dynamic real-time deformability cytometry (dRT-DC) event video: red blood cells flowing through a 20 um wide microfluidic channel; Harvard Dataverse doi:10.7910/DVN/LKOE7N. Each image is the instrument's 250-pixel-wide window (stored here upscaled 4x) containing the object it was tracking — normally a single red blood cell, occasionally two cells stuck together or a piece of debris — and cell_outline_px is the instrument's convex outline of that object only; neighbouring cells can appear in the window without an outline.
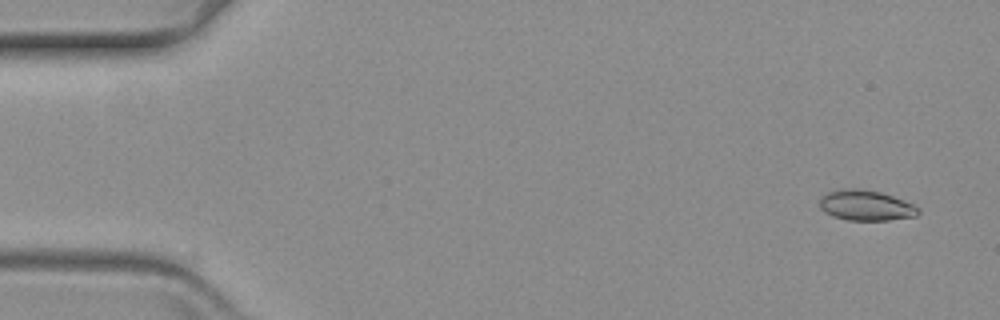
{"species": "common noctule bat (a hibernating species)", "species_latin": "Nyctalus noctula", "temperature_condition": "warm", "stored_images_in_passage": 9, "camera_frame_rate_fps": 3000, "um_per_image_px": 0.085, "animal": {"sex": "female", "body_mass_g": 19.3, "forearm_length_mm": 54.1}, "frame": {"image": 1, "passage_image": 1, "time_ms": 0.0, "image_size_px": [1000, 320], "cell_outline_px": [[920, 212], [916, 216], [888, 220], [848, 220], [832, 216], [824, 212], [820, 208], [820, 196], [828, 192], [840, 188], [856, 188], [880, 192], [904, 200], [920, 208]], "centroid_in_image_um": [73.58, 17.45], "position_along_channel_um": 11.4, "area_um2": 17.57}}